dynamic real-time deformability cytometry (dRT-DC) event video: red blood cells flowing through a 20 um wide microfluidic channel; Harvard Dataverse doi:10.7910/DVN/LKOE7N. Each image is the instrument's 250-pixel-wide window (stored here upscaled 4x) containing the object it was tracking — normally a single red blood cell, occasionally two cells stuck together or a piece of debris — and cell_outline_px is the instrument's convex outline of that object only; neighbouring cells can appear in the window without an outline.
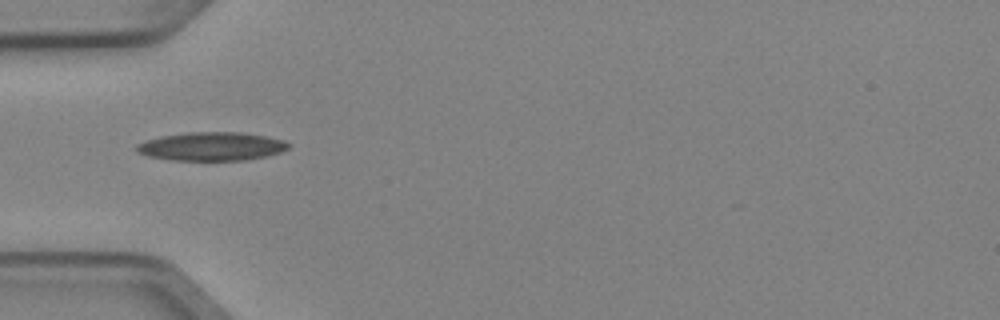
{"species": "Egyptian fruit bat (a non-hibernating species)", "species_latin": "Rousettus aegyptiacus", "temperature_condition": "cold", "stored_images_in_passage": 1, "camera_frame_rate_fps": 3000, "um_per_image_px": 0.085, "animal": {"sex": "female"}, "frame": {"image": 1, "passage_image": 1, "time_ms": 0.0, "image_size_px": [1000, 320], "cell_outline_px": [[292, 144], [288, 148], [280, 152], [264, 156], [244, 160], [176, 160], [148, 156], [136, 152], [136, 144], [160, 136], [188, 132], [240, 132], [264, 136], [280, 140]], "centroid_in_image_um": [17.95, 12.44], "position_along_channel_um": 67.0, "area_um2": 24.97}}